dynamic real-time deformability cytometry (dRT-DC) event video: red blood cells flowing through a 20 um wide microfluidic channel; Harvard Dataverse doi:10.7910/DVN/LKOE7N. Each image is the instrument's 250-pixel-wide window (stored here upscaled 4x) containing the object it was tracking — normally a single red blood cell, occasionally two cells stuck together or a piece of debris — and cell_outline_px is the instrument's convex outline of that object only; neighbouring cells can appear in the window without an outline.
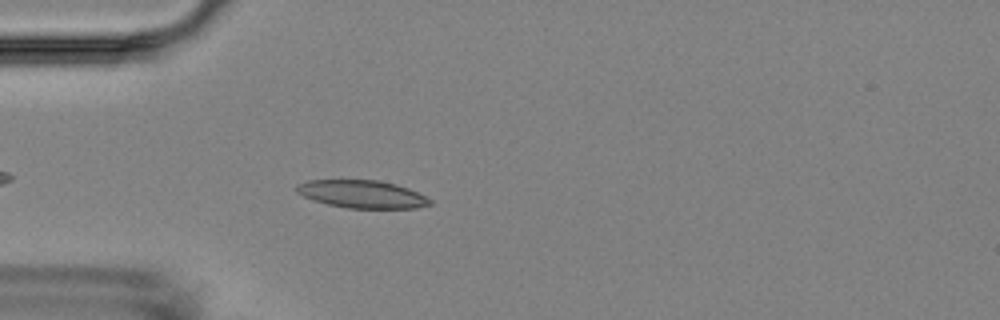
{"species": "Egyptian fruit bat (a non-hibernating species)", "species_latin": "Rousettus aegyptiacus", "temperature_condition": "room temperature", "stored_images_in_passage": 4, "camera_frame_rate_fps": 3000, "um_per_image_px": 0.085, "animal": {"sex": "female"}, "frame": {"image": 1, "passage_image": 4, "time_ms": 3.333, "image_size_px": [1000, 320], "cell_outline_px": [[432, 204], [416, 208], [348, 208], [328, 204], [312, 200], [296, 192], [296, 184], [308, 180], [380, 180], [396, 184], [408, 188], [432, 200]], "centroid_in_image_um": [30.76, 16.5], "position_along_channel_um": 54.2, "area_um2": 21.56}}